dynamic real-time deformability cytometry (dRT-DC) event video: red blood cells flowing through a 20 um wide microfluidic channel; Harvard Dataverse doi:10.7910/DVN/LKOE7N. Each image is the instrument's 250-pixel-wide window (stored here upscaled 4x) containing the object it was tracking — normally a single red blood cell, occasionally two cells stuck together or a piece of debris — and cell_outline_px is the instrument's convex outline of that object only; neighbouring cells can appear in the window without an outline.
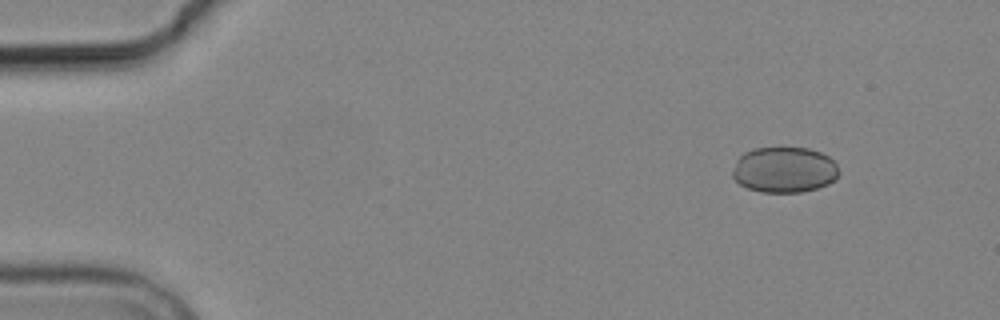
{"species": "common noctule bat (a hibernating species)", "species_latin": "Nyctalus noctula", "temperature_condition": "cold", "stored_images_in_passage": 3, "camera_frame_rate_fps": 3000, "um_per_image_px": 0.085, "animal": {"sex": "male", "body_mass_g": 19.2, "forearm_length_mm": 51.8}, "frame": {"image": 1, "passage_image": 1, "time_ms": 0.0, "image_size_px": [1000, 320], "cell_outline_px": [[840, 172], [828, 184], [816, 188], [800, 192], [760, 192], [748, 188], [740, 184], [732, 176], [732, 172], [736, 160], [744, 152], [752, 148], [808, 148], [820, 152], [828, 156], [836, 164]], "centroid_in_image_um": [66.64, 14.43], "position_along_channel_um": 18.4, "area_um2": 28.26}}